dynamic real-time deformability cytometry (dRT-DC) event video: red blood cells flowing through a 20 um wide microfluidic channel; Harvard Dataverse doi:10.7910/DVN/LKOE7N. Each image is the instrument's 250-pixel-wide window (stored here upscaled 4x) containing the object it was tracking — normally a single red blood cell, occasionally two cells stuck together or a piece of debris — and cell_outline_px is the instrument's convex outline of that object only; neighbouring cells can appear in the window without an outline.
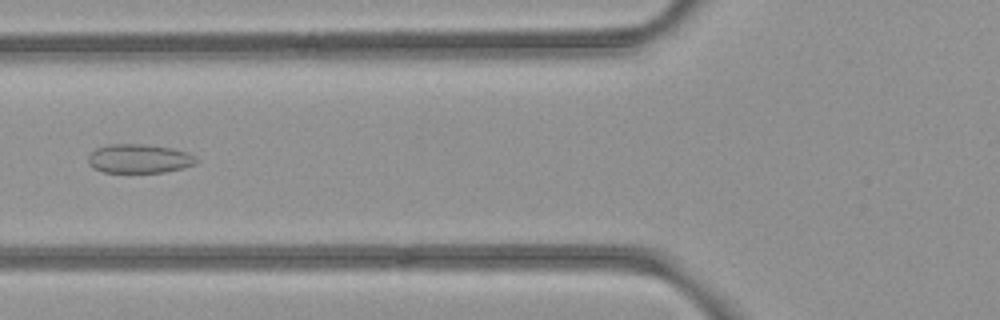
{"species": "common noctule bat (a hibernating species)", "species_latin": "Nyctalus noctula", "temperature_condition": "room temperature", "stored_images_in_passage": 3, "camera_frame_rate_fps": 3000, "um_per_image_px": 0.085, "animal": {"sex": "female", "body_mass_g": 21.9}, "frame": {"image": 1, "passage_image": 3, "time_ms": 0.667, "image_size_px": [1000, 320], "cell_outline_px": [[200, 160], [196, 164], [164, 172], [104, 172], [88, 164], [88, 156], [96, 148], [108, 144], [140, 144], [168, 148], [184, 152], [196, 156]], "centroid_in_image_um": [11.82, 13.48], "position_along_channel_um": 114.0, "area_um2": 17.98}}